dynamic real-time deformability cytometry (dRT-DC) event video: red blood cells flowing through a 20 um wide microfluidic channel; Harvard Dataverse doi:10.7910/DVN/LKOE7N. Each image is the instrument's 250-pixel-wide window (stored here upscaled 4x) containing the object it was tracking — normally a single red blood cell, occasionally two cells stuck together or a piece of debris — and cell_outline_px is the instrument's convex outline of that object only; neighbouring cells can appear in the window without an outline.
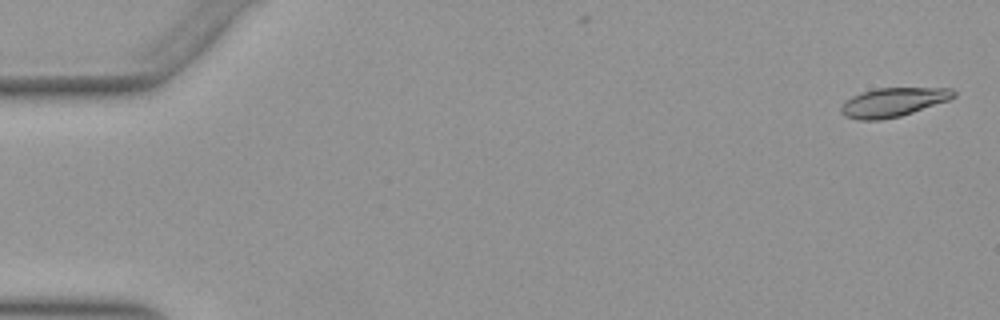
{"species": "Egyptian fruit bat (a non-hibernating species)", "species_latin": "Rousettus aegyptiacus", "temperature_condition": "warm", "stored_images_in_passage": 10, "camera_frame_rate_fps": 3000, "um_per_image_px": 0.085, "animal": {"sex": "female"}, "frame": {"image": 1, "passage_image": 2, "time_ms": 0.333, "image_size_px": [1000, 320], "cell_outline_px": [[956, 96], [948, 100], [900, 116], [880, 120], [860, 120], [844, 116], [840, 112], [840, 108], [852, 96], [876, 88], [952, 88], [956, 92]], "centroid_in_image_um": [75.92, 8.69], "position_along_channel_um": 9.1, "area_um2": 18.73}}